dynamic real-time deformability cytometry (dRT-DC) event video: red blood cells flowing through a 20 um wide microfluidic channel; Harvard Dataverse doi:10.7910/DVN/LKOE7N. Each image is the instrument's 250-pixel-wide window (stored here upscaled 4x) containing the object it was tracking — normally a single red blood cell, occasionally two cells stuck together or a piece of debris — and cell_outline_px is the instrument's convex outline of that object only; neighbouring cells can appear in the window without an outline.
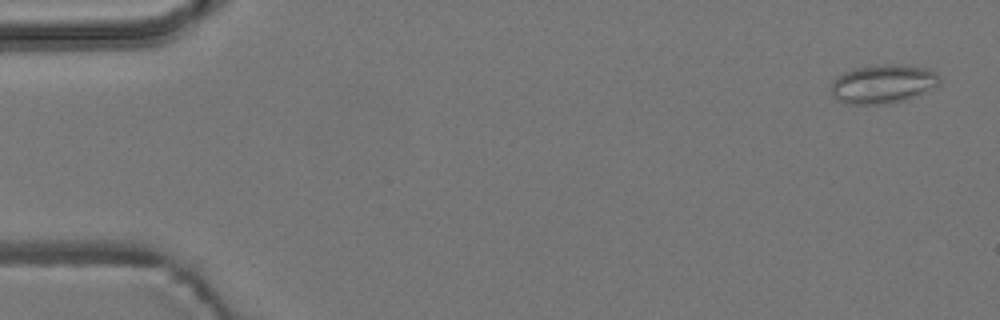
{"species": "common noctule bat (a hibernating species)", "species_latin": "Nyctalus noctula", "temperature_condition": "room temperature", "stored_images_in_passage": 4, "camera_frame_rate_fps": 3000, "um_per_image_px": 0.085, "animal": {"sex": "male", "body_mass_g": 19.2, "forearm_length_mm": 51.8}, "frame": {"image": 1, "passage_image": 1, "time_ms": 0.0, "image_size_px": [1000, 320], "cell_outline_px": [[940, 84], [936, 88], [928, 92], [908, 100], [888, 104], [844, 104], [836, 100], [832, 96], [832, 84], [836, 76], [852, 68], [876, 64], [904, 64], [928, 68], [936, 72], [940, 76]], "centroid_in_image_um": [75.1, 7.13], "position_along_channel_um": 9.9, "area_um2": 25.43}}